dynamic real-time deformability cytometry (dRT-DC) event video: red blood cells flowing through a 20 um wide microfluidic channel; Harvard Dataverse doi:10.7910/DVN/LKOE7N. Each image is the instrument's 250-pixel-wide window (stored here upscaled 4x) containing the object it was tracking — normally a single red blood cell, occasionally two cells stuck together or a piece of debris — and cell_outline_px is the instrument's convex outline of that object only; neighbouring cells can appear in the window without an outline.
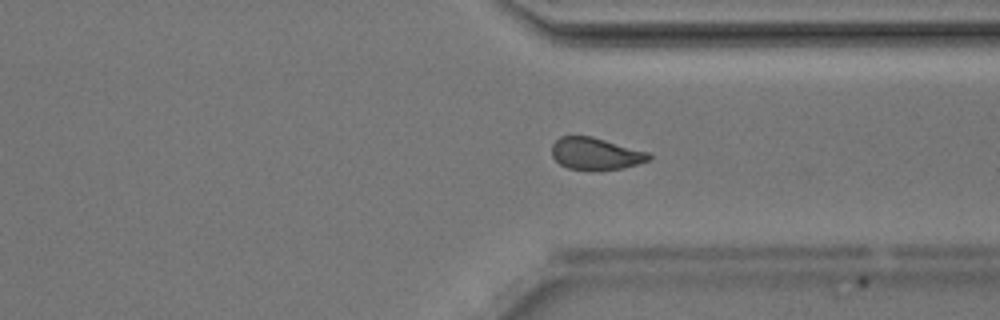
{"species": "Egyptian fruit bat (a non-hibernating species)", "species_latin": "Rousettus aegyptiacus", "temperature_condition": "room temperature", "stored_images_in_passage": 46, "camera_frame_rate_fps": 3000, "um_per_image_px": 0.085, "animal": {"sex": "male"}, "frame": {"image": 1, "passage_image": 33, "time_ms": 10.667, "image_size_px": [1000, 320], "cell_outline_px": [[652, 156], [648, 160], [624, 168], [600, 172], [568, 168], [560, 164], [552, 156], [552, 144], [560, 136], [592, 136], [648, 152]], "centroid_in_image_um": [50.61, 13.09], "position_along_channel_um": 360.8, "area_um2": 18.38}, "authors_computed_cell_mechanics": {"area_um2": 18.7561, "velocity_mm_per_s": 4.1967, "shape_relaxation_time_tau1_ms": null, "shape_relaxation_time_tau2_ms": 1.6924, "deformation_change_tau1": null, "deformation_change_tau2": 0.0535}}